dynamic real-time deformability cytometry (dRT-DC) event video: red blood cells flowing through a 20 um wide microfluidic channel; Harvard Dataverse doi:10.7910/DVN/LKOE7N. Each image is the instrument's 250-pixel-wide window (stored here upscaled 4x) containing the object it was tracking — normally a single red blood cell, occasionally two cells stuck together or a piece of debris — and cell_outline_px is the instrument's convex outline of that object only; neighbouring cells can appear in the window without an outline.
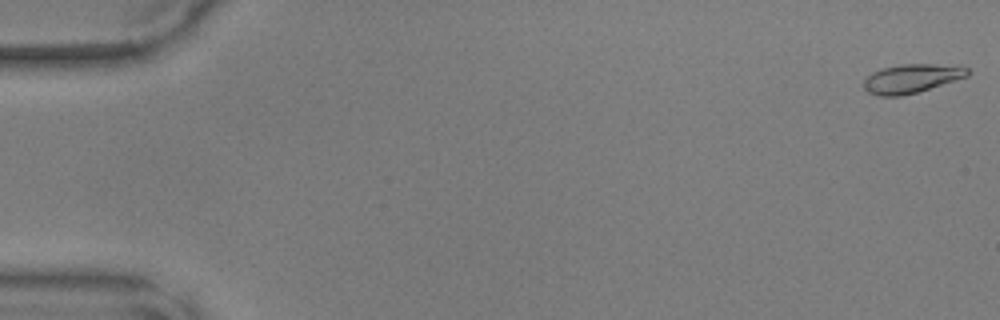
{"species": "common noctule bat (a hibernating species)", "species_latin": "Nyctalus noctula", "temperature_condition": "warm", "stored_images_in_passage": 49, "camera_frame_rate_fps": 3000, "um_per_image_px": 0.085, "animal": {"sex": "male", "body_mass_g": 17.9, "forearm_length_mm": 54.2}, "frame": {"image": 1, "passage_image": 1, "time_ms": 0.0, "image_size_px": [1000, 320], "cell_outline_px": [[972, 72], [968, 76], [916, 92], [900, 96], [880, 96], [868, 92], [864, 88], [864, 80], [872, 72], [884, 68], [900, 64], [960, 64], [968, 68]], "centroid_in_image_um": [77.54, 6.65], "position_along_channel_um": 7.5, "area_um2": 17.51}}
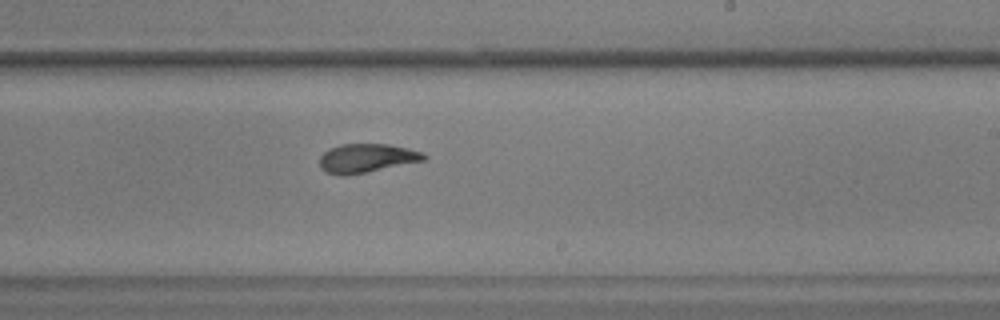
{"frame": {"image": 2, "passage_image": 30, "time_ms": 9.667, "image_size_px": [1000, 320], "cell_outline_px": [[428, 156], [424, 160], [368, 172], [344, 176], [340, 176], [324, 172], [320, 168], [320, 156], [328, 148], [340, 144], [388, 144], [408, 148], [420, 152]], "centroid_in_image_um": [31.11, 13.45], "position_along_channel_um": 257.9, "area_um2": 17.63}}
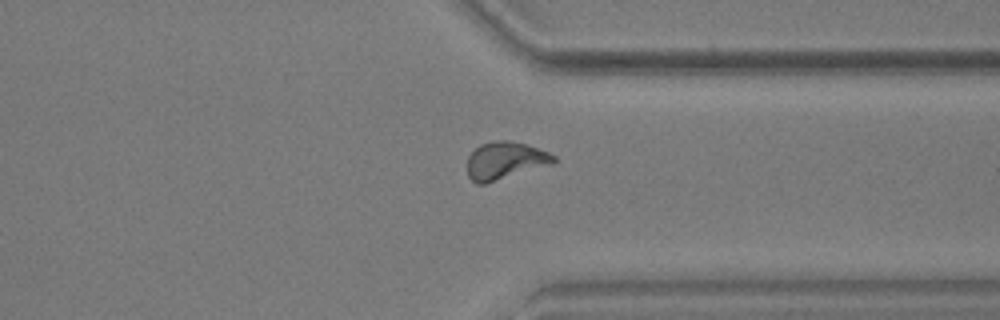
{"frame": {"image": 3, "passage_image": 38, "time_ms": 12.333, "image_size_px": [1000, 320], "cell_outline_px": [[556, 160], [552, 164], [484, 184], [476, 184], [468, 176], [468, 156], [480, 144], [492, 140], [508, 140], [524, 144], [548, 152], [556, 156]], "centroid_in_image_um": [42.91, 13.64], "position_along_channel_um": 368.5, "area_um2": 18.73}}